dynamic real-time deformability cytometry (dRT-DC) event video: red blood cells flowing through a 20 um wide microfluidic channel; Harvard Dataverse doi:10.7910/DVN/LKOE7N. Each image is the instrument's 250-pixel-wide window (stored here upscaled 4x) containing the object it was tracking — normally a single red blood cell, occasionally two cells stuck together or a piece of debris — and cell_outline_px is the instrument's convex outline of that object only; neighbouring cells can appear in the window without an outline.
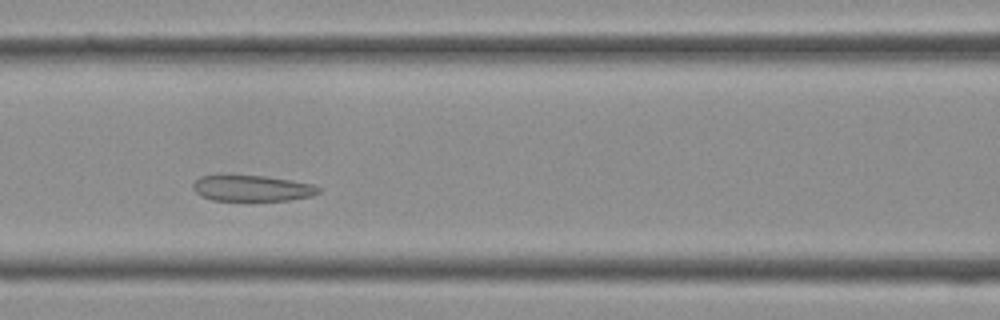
{"species": "Egyptian fruit bat (a non-hibernating species)", "species_latin": "Rousettus aegyptiacus", "temperature_condition": "cold", "stored_images_in_passage": 33, "camera_frame_rate_fps": 3000, "um_per_image_px": 0.085, "frame": {"image": 1, "passage_image": 11, "time_ms": 3.333, "image_size_px": [1000, 320], "cell_outline_px": [[320, 192], [312, 196], [292, 200], [212, 200], [200, 196], [192, 188], [192, 184], [200, 176], [264, 176], [312, 184], [320, 188]], "centroid_in_image_um": [21.42, 16.01], "position_along_channel_um": 145.2, "area_um2": 18.73}}
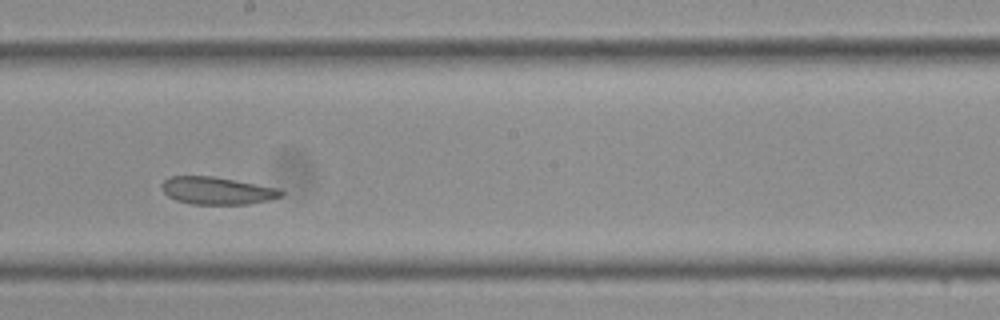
{"frame": {"image": 2, "passage_image": 16, "time_ms": 5.0, "image_size_px": [1000, 320], "cell_outline_px": [[284, 192], [280, 196], [268, 200], [248, 204], [192, 204], [176, 200], [168, 196], [164, 192], [160, 184], [168, 176], [212, 176], [280, 188]], "centroid_in_image_um": [18.42, 16.2], "position_along_channel_um": 229.8, "area_um2": 19.07}}
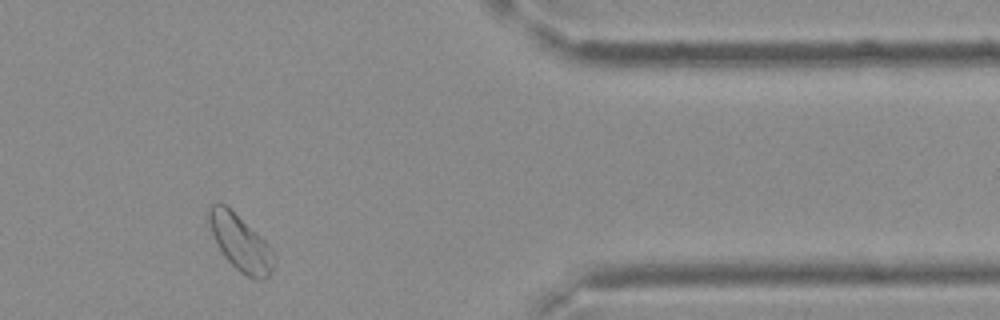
{"frame": {"image": 3, "passage_image": 27, "time_ms": 8.667, "image_size_px": [1000, 320], "cell_outline_px": [[272, 272], [264, 280], [260, 280], [248, 276], [240, 272], [224, 256], [212, 232], [208, 220], [208, 208], [212, 200], [220, 200], [260, 236], [272, 248]], "centroid_in_image_um": [20.39, 20.59], "position_along_channel_um": 391.0, "area_um2": 20.75}}